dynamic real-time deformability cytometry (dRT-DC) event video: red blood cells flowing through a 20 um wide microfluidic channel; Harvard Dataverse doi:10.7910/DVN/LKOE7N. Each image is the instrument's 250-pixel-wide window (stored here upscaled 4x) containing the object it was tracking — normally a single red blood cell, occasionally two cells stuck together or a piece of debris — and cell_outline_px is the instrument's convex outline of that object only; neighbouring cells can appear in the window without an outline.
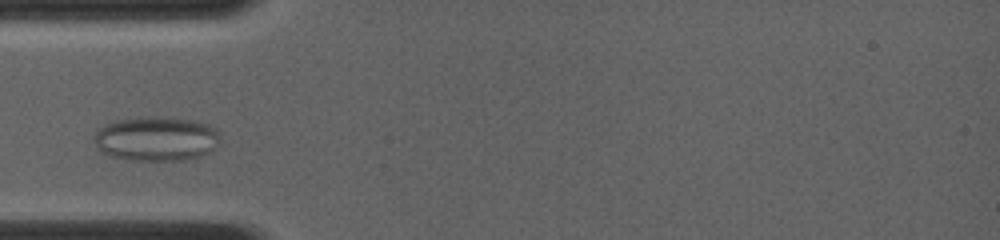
{"species": "common noctule bat (a hibernating species)", "species_latin": "Nyctalus noctula", "temperature_condition": "room temperature", "stored_images_in_passage": 25, "camera_frame_rate_fps": 4000, "um_per_image_px": 0.085, "animal": {"sex": "female", "body_mass_g": 19.0, "forearm_length_mm": 56.7}, "frame": {"image": 1, "passage_image": 6, "time_ms": 2.0, "image_size_px": [1000, 240], "cell_outline_px": [[220, 144], [208, 152], [200, 156], [184, 160], [136, 160], [112, 156], [100, 152], [96, 148], [92, 136], [96, 128], [116, 120], [136, 116], [156, 116], [196, 120], [208, 124], [216, 128], [220, 136]], "centroid_in_image_um": [13.26, 11.77], "position_along_channel_um": 71.7, "area_um2": 33.35}}
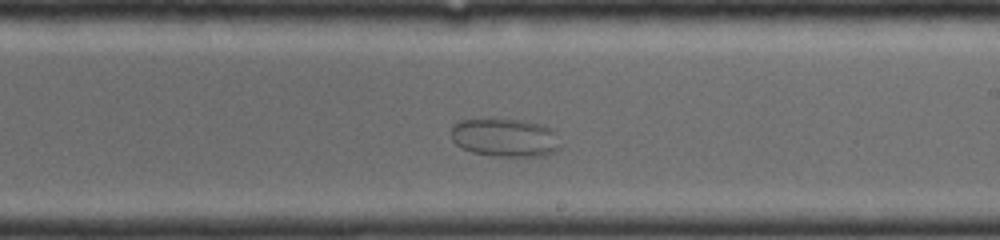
{"frame": {"image": 2, "passage_image": 15, "time_ms": 6.25, "image_size_px": [1000, 240], "cell_outline_px": [[560, 148], [556, 152], [548, 156], [492, 156], [472, 152], [456, 144], [452, 140], [452, 124], [460, 120], [520, 120], [544, 124], [556, 132], [560, 144]], "centroid_in_image_um": [42.98, 11.71], "position_along_channel_um": 246.0, "area_um2": 24.51}}
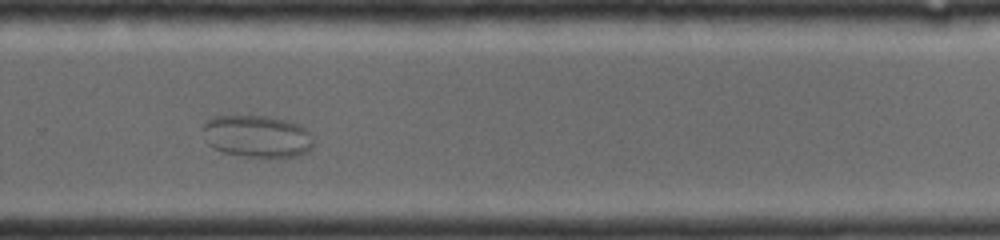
{"frame": {"image": 3, "passage_image": 18, "time_ms": 7.75, "image_size_px": [1000, 240], "cell_outline_px": [[312, 148], [308, 152], [300, 156], [260, 160], [240, 156], [224, 152], [212, 148], [208, 144], [204, 128], [204, 120], [216, 116], [268, 116], [300, 124], [308, 132], [312, 144]], "centroid_in_image_um": [21.87, 11.64], "position_along_channel_um": 307.9, "area_um2": 27.74}}